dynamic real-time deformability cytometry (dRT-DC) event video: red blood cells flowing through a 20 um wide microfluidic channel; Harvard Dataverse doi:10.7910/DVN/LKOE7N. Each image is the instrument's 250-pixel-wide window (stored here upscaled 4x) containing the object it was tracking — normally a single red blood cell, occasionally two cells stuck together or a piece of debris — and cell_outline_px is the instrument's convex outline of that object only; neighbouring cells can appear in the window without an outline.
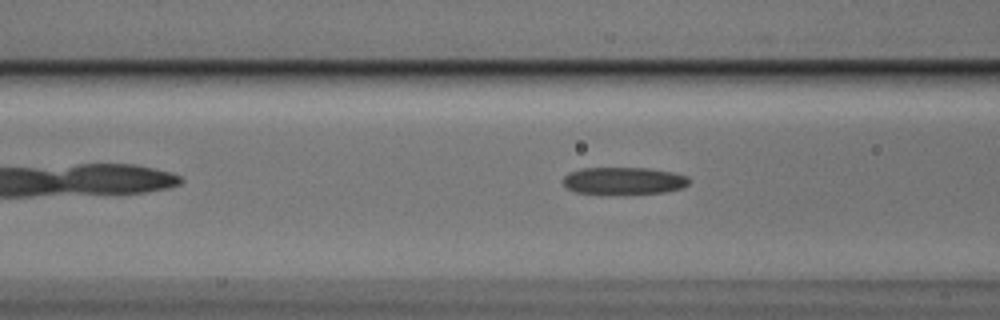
{"species": "Egyptian fruit bat (a non-hibernating species)", "species_latin": "Rousettus aegyptiacus", "temperature_condition": "cold", "stored_images_in_passage": 14, "camera_frame_rate_fps": 3000, "um_per_image_px": 0.085, "animal": {"sex": "male"}, "frame": {"image": 1, "passage_image": 8, "time_ms": 2.333, "image_size_px": [1000, 320], "cell_outline_px": [[688, 184], [684, 188], [664, 192], [624, 196], [612, 196], [576, 192], [568, 188], [560, 180], [568, 172], [584, 168], [648, 168], [672, 172], [688, 176]], "centroid_in_image_um": [52.99, 15.41], "position_along_channel_um": 113.6, "area_um2": 20.87}}
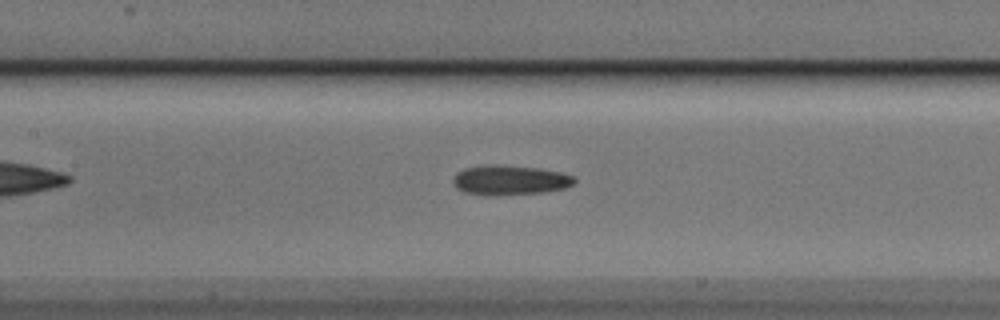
{"frame": {"image": 2, "passage_image": 12, "time_ms": 3.667, "image_size_px": [1000, 320], "cell_outline_px": [[576, 180], [572, 184], [564, 188], [544, 192], [496, 196], [488, 196], [464, 192], [456, 188], [452, 184], [452, 180], [456, 172], [464, 168], [488, 164], [492, 164], [540, 168], [560, 172], [576, 176]], "centroid_in_image_um": [43.3, 15.31], "position_along_channel_um": 164.1, "area_um2": 21.39}}